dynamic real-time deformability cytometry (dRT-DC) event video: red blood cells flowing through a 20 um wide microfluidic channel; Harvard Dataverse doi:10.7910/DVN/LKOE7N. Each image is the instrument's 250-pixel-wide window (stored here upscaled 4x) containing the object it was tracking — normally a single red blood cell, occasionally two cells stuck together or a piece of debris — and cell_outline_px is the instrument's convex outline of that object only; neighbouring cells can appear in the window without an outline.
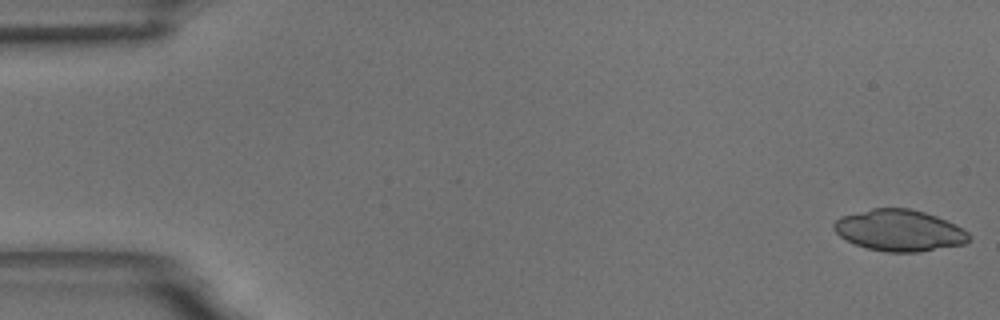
{"species": "common noctule bat (a hibernating species)", "species_latin": "Nyctalus noctula", "temperature_condition": "room temperature", "stored_images_in_passage": 15, "camera_frame_rate_fps": 3000, "um_per_image_px": 0.085, "animal": {"sex": "male", "body_mass_g": 18.8}, "frame": {"image": 1, "passage_image": 1, "time_ms": 0.0, "image_size_px": [1000, 320], "cell_outline_px": [[972, 236], [964, 244], [920, 252], [888, 252], [868, 248], [856, 244], [840, 236], [832, 228], [832, 224], [840, 216], [872, 208], [908, 208], [924, 212], [936, 216], [956, 224], [968, 232]], "centroid_in_image_um": [76.45, 19.58], "position_along_channel_um": 8.5, "area_um2": 32.6}}